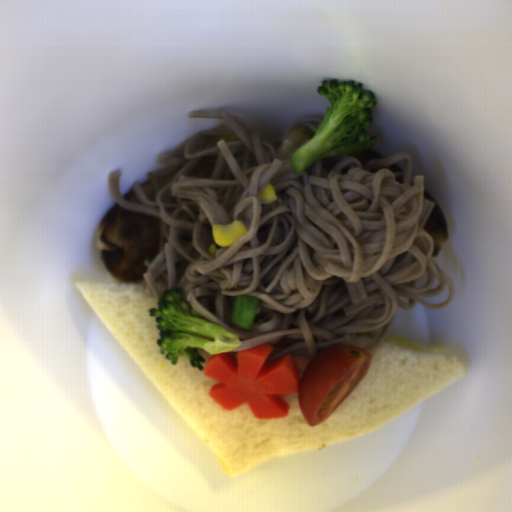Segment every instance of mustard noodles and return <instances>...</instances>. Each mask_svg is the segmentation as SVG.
<instances>
[{
  "instance_id": "0af2e427",
  "label": "mustard noodles",
  "mask_w": 512,
  "mask_h": 512,
  "mask_svg": "<svg viewBox=\"0 0 512 512\" xmlns=\"http://www.w3.org/2000/svg\"><path fill=\"white\" fill-rule=\"evenodd\" d=\"M186 117L221 124L158 153L156 161L171 167L147 173L156 201L138 181L131 186L142 204L125 201L119 170L108 173V189L120 207L160 220L159 253L144 260L141 288L155 300L166 289L183 288L193 310L238 334L242 345L227 353L267 343L272 352L265 363L301 349L314 358L331 346H354L356 334L380 330V339L363 348L371 355L399 306L410 311L419 303L435 311L451 304L455 284L431 258L434 241L423 230L435 204L424 196L425 175L412 177L409 154L375 158L365 167L348 155L330 172L322 171L320 158L296 174L291 159L277 154L297 126L310 133L324 116L301 117L273 142L225 108L193 109ZM268 183L278 199L260 205L256 197ZM235 219L245 223L246 234L230 248L219 247L213 223ZM424 269L428 281L416 289ZM435 277L439 284L428 290ZM445 283L444 304L419 298L437 296ZM241 294L261 298L252 329L231 320Z\"/></svg>"
}]
</instances>
